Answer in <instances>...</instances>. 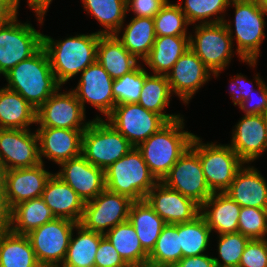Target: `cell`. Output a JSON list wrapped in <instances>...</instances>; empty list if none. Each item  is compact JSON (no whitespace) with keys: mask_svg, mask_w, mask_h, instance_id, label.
Returning a JSON list of instances; mask_svg holds the SVG:
<instances>
[{"mask_svg":"<svg viewBox=\"0 0 267 267\" xmlns=\"http://www.w3.org/2000/svg\"><path fill=\"white\" fill-rule=\"evenodd\" d=\"M4 77L8 82L5 87L19 93L36 110L62 87L52 72L43 46L34 55L13 67Z\"/></svg>","mask_w":267,"mask_h":267,"instance_id":"cell-1","label":"cell"},{"mask_svg":"<svg viewBox=\"0 0 267 267\" xmlns=\"http://www.w3.org/2000/svg\"><path fill=\"white\" fill-rule=\"evenodd\" d=\"M100 36L95 32L55 40L43 34V47L48 54L52 72L61 86L96 61Z\"/></svg>","mask_w":267,"mask_h":267,"instance_id":"cell-2","label":"cell"},{"mask_svg":"<svg viewBox=\"0 0 267 267\" xmlns=\"http://www.w3.org/2000/svg\"><path fill=\"white\" fill-rule=\"evenodd\" d=\"M184 121L182 116L168 122L137 147L158 181L164 179L177 160L190 148L195 134L183 130Z\"/></svg>","mask_w":267,"mask_h":267,"instance_id":"cell-3","label":"cell"},{"mask_svg":"<svg viewBox=\"0 0 267 267\" xmlns=\"http://www.w3.org/2000/svg\"><path fill=\"white\" fill-rule=\"evenodd\" d=\"M229 6L235 9L234 24L226 19L223 23L231 36L232 43L234 44L233 39L236 41L235 50L241 62L255 67L258 57L262 56L260 47L266 38L264 31L266 14L261 9L258 0H231ZM233 30H235V35Z\"/></svg>","mask_w":267,"mask_h":267,"instance_id":"cell-4","label":"cell"},{"mask_svg":"<svg viewBox=\"0 0 267 267\" xmlns=\"http://www.w3.org/2000/svg\"><path fill=\"white\" fill-rule=\"evenodd\" d=\"M158 182L137 147L105 170L106 189L128 196L133 201L144 200Z\"/></svg>","mask_w":267,"mask_h":267,"instance_id":"cell-5","label":"cell"},{"mask_svg":"<svg viewBox=\"0 0 267 267\" xmlns=\"http://www.w3.org/2000/svg\"><path fill=\"white\" fill-rule=\"evenodd\" d=\"M132 148L129 141L100 115L91 120L82 135L81 155L104 171Z\"/></svg>","mask_w":267,"mask_h":267,"instance_id":"cell-6","label":"cell"},{"mask_svg":"<svg viewBox=\"0 0 267 267\" xmlns=\"http://www.w3.org/2000/svg\"><path fill=\"white\" fill-rule=\"evenodd\" d=\"M190 148L199 156L206 183L213 193L225 192L245 164L229 144H206L195 135Z\"/></svg>","mask_w":267,"mask_h":267,"instance_id":"cell-7","label":"cell"},{"mask_svg":"<svg viewBox=\"0 0 267 267\" xmlns=\"http://www.w3.org/2000/svg\"><path fill=\"white\" fill-rule=\"evenodd\" d=\"M194 28V36L189 34V47L217 78L235 54L231 36L223 22L198 24Z\"/></svg>","mask_w":267,"mask_h":267,"instance_id":"cell-8","label":"cell"},{"mask_svg":"<svg viewBox=\"0 0 267 267\" xmlns=\"http://www.w3.org/2000/svg\"><path fill=\"white\" fill-rule=\"evenodd\" d=\"M17 16L0 26V75L3 76L43 46V34L30 22L18 21Z\"/></svg>","mask_w":267,"mask_h":267,"instance_id":"cell-9","label":"cell"},{"mask_svg":"<svg viewBox=\"0 0 267 267\" xmlns=\"http://www.w3.org/2000/svg\"><path fill=\"white\" fill-rule=\"evenodd\" d=\"M77 224L67 219L54 218L27 234L36 259L42 267L62 265L72 232Z\"/></svg>","mask_w":267,"mask_h":267,"instance_id":"cell-10","label":"cell"},{"mask_svg":"<svg viewBox=\"0 0 267 267\" xmlns=\"http://www.w3.org/2000/svg\"><path fill=\"white\" fill-rule=\"evenodd\" d=\"M106 121L133 147H138L168 123L161 115L146 110L138 103L116 105Z\"/></svg>","mask_w":267,"mask_h":267,"instance_id":"cell-11","label":"cell"},{"mask_svg":"<svg viewBox=\"0 0 267 267\" xmlns=\"http://www.w3.org/2000/svg\"><path fill=\"white\" fill-rule=\"evenodd\" d=\"M133 202L128 196L105 188L97 197L85 202L79 224L87 230L105 235L116 225L128 220Z\"/></svg>","mask_w":267,"mask_h":267,"instance_id":"cell-12","label":"cell"},{"mask_svg":"<svg viewBox=\"0 0 267 267\" xmlns=\"http://www.w3.org/2000/svg\"><path fill=\"white\" fill-rule=\"evenodd\" d=\"M58 89L36 112V125L60 129L85 130L91 120L86 121V112L72 90ZM86 121V122H85Z\"/></svg>","mask_w":267,"mask_h":267,"instance_id":"cell-13","label":"cell"},{"mask_svg":"<svg viewBox=\"0 0 267 267\" xmlns=\"http://www.w3.org/2000/svg\"><path fill=\"white\" fill-rule=\"evenodd\" d=\"M161 182L200 206L213 194L206 183L199 156L191 148L177 160Z\"/></svg>","mask_w":267,"mask_h":267,"instance_id":"cell-14","label":"cell"},{"mask_svg":"<svg viewBox=\"0 0 267 267\" xmlns=\"http://www.w3.org/2000/svg\"><path fill=\"white\" fill-rule=\"evenodd\" d=\"M41 163L37 132L0 129V164L6 170L30 168Z\"/></svg>","mask_w":267,"mask_h":267,"instance_id":"cell-15","label":"cell"},{"mask_svg":"<svg viewBox=\"0 0 267 267\" xmlns=\"http://www.w3.org/2000/svg\"><path fill=\"white\" fill-rule=\"evenodd\" d=\"M113 81L114 79L96 60L81 72L78 85L72 91L85 111V104L88 102L107 118L115 107Z\"/></svg>","mask_w":267,"mask_h":267,"instance_id":"cell-16","label":"cell"},{"mask_svg":"<svg viewBox=\"0 0 267 267\" xmlns=\"http://www.w3.org/2000/svg\"><path fill=\"white\" fill-rule=\"evenodd\" d=\"M210 72L211 70L189 47L166 76L172 94L187 105L193 95L211 79L213 73Z\"/></svg>","mask_w":267,"mask_h":267,"instance_id":"cell-17","label":"cell"},{"mask_svg":"<svg viewBox=\"0 0 267 267\" xmlns=\"http://www.w3.org/2000/svg\"><path fill=\"white\" fill-rule=\"evenodd\" d=\"M145 200L166 224L193 221L201 212V206L194 200L167 187L161 181L148 192Z\"/></svg>","mask_w":267,"mask_h":267,"instance_id":"cell-18","label":"cell"},{"mask_svg":"<svg viewBox=\"0 0 267 267\" xmlns=\"http://www.w3.org/2000/svg\"><path fill=\"white\" fill-rule=\"evenodd\" d=\"M55 173L67 183L84 202L97 197L105 188V171L89 163L82 155L62 162Z\"/></svg>","mask_w":267,"mask_h":267,"instance_id":"cell-19","label":"cell"},{"mask_svg":"<svg viewBox=\"0 0 267 267\" xmlns=\"http://www.w3.org/2000/svg\"><path fill=\"white\" fill-rule=\"evenodd\" d=\"M44 166V163H40L30 168L5 171L4 189L10 209L24 201L41 197L46 182L53 174Z\"/></svg>","mask_w":267,"mask_h":267,"instance_id":"cell-20","label":"cell"},{"mask_svg":"<svg viewBox=\"0 0 267 267\" xmlns=\"http://www.w3.org/2000/svg\"><path fill=\"white\" fill-rule=\"evenodd\" d=\"M39 156L55 164L81 155L82 135L84 130L38 127Z\"/></svg>","mask_w":267,"mask_h":267,"instance_id":"cell-21","label":"cell"},{"mask_svg":"<svg viewBox=\"0 0 267 267\" xmlns=\"http://www.w3.org/2000/svg\"><path fill=\"white\" fill-rule=\"evenodd\" d=\"M229 145L248 165L263 155L266 152V128L263 114H244L232 130Z\"/></svg>","mask_w":267,"mask_h":267,"instance_id":"cell-22","label":"cell"},{"mask_svg":"<svg viewBox=\"0 0 267 267\" xmlns=\"http://www.w3.org/2000/svg\"><path fill=\"white\" fill-rule=\"evenodd\" d=\"M41 198L50 208L55 218L80 223L85 202L55 173L46 182Z\"/></svg>","mask_w":267,"mask_h":267,"instance_id":"cell-23","label":"cell"},{"mask_svg":"<svg viewBox=\"0 0 267 267\" xmlns=\"http://www.w3.org/2000/svg\"><path fill=\"white\" fill-rule=\"evenodd\" d=\"M225 193L241 207L267 209V181L254 166L243 165Z\"/></svg>","mask_w":267,"mask_h":267,"instance_id":"cell-24","label":"cell"},{"mask_svg":"<svg viewBox=\"0 0 267 267\" xmlns=\"http://www.w3.org/2000/svg\"><path fill=\"white\" fill-rule=\"evenodd\" d=\"M241 206L225 192L213 193L202 205L200 214L211 231L218 235L235 233Z\"/></svg>","mask_w":267,"mask_h":267,"instance_id":"cell-25","label":"cell"},{"mask_svg":"<svg viewBox=\"0 0 267 267\" xmlns=\"http://www.w3.org/2000/svg\"><path fill=\"white\" fill-rule=\"evenodd\" d=\"M115 36L138 61L141 60L143 63L156 38L154 19L133 17L125 27L124 23L122 24Z\"/></svg>","mask_w":267,"mask_h":267,"instance_id":"cell-26","label":"cell"},{"mask_svg":"<svg viewBox=\"0 0 267 267\" xmlns=\"http://www.w3.org/2000/svg\"><path fill=\"white\" fill-rule=\"evenodd\" d=\"M96 60L112 79L130 73L139 62L117 39L115 35H101L97 45Z\"/></svg>","mask_w":267,"mask_h":267,"instance_id":"cell-27","label":"cell"},{"mask_svg":"<svg viewBox=\"0 0 267 267\" xmlns=\"http://www.w3.org/2000/svg\"><path fill=\"white\" fill-rule=\"evenodd\" d=\"M189 36H156L148 57L143 61L155 75H167L189 48Z\"/></svg>","mask_w":267,"mask_h":267,"instance_id":"cell-28","label":"cell"},{"mask_svg":"<svg viewBox=\"0 0 267 267\" xmlns=\"http://www.w3.org/2000/svg\"><path fill=\"white\" fill-rule=\"evenodd\" d=\"M37 110L19 93L0 88V129H30Z\"/></svg>","mask_w":267,"mask_h":267,"instance_id":"cell-29","label":"cell"},{"mask_svg":"<svg viewBox=\"0 0 267 267\" xmlns=\"http://www.w3.org/2000/svg\"><path fill=\"white\" fill-rule=\"evenodd\" d=\"M128 221L134 227L141 246L149 254L160 236L165 221L144 199L134 201L131 205Z\"/></svg>","mask_w":267,"mask_h":267,"instance_id":"cell-30","label":"cell"},{"mask_svg":"<svg viewBox=\"0 0 267 267\" xmlns=\"http://www.w3.org/2000/svg\"><path fill=\"white\" fill-rule=\"evenodd\" d=\"M0 267H42L27 235L0 231Z\"/></svg>","mask_w":267,"mask_h":267,"instance_id":"cell-31","label":"cell"},{"mask_svg":"<svg viewBox=\"0 0 267 267\" xmlns=\"http://www.w3.org/2000/svg\"><path fill=\"white\" fill-rule=\"evenodd\" d=\"M54 218L50 208L41 197L30 199L11 209L9 230L15 234L27 235Z\"/></svg>","mask_w":267,"mask_h":267,"instance_id":"cell-32","label":"cell"},{"mask_svg":"<svg viewBox=\"0 0 267 267\" xmlns=\"http://www.w3.org/2000/svg\"><path fill=\"white\" fill-rule=\"evenodd\" d=\"M77 235L74 238V231ZM73 230L66 257L60 267H94L96 251L103 234L85 229L77 224Z\"/></svg>","mask_w":267,"mask_h":267,"instance_id":"cell-33","label":"cell"},{"mask_svg":"<svg viewBox=\"0 0 267 267\" xmlns=\"http://www.w3.org/2000/svg\"><path fill=\"white\" fill-rule=\"evenodd\" d=\"M172 95L167 76L149 72L145 77L138 104L146 110L161 115L167 122H171L182 117L179 114H166L164 110L170 106Z\"/></svg>","mask_w":267,"mask_h":267,"instance_id":"cell-34","label":"cell"},{"mask_svg":"<svg viewBox=\"0 0 267 267\" xmlns=\"http://www.w3.org/2000/svg\"><path fill=\"white\" fill-rule=\"evenodd\" d=\"M105 236L130 267H139L148 260L132 224L127 220L109 230Z\"/></svg>","mask_w":267,"mask_h":267,"instance_id":"cell-35","label":"cell"},{"mask_svg":"<svg viewBox=\"0 0 267 267\" xmlns=\"http://www.w3.org/2000/svg\"><path fill=\"white\" fill-rule=\"evenodd\" d=\"M82 4L104 27L97 31L100 35H115L127 16L126 0H82Z\"/></svg>","mask_w":267,"mask_h":267,"instance_id":"cell-36","label":"cell"},{"mask_svg":"<svg viewBox=\"0 0 267 267\" xmlns=\"http://www.w3.org/2000/svg\"><path fill=\"white\" fill-rule=\"evenodd\" d=\"M211 233L213 232L201 214L193 221L179 223L182 258L205 254L210 246Z\"/></svg>","mask_w":267,"mask_h":267,"instance_id":"cell-37","label":"cell"},{"mask_svg":"<svg viewBox=\"0 0 267 267\" xmlns=\"http://www.w3.org/2000/svg\"><path fill=\"white\" fill-rule=\"evenodd\" d=\"M230 1L231 0H182V2L178 4L190 25H194L196 22L199 24H212L224 21L226 18L225 12L229 7ZM182 3H184V6Z\"/></svg>","mask_w":267,"mask_h":267,"instance_id":"cell-38","label":"cell"},{"mask_svg":"<svg viewBox=\"0 0 267 267\" xmlns=\"http://www.w3.org/2000/svg\"><path fill=\"white\" fill-rule=\"evenodd\" d=\"M182 258L179 241V223L166 224L155 246L148 254V260L156 263L176 264Z\"/></svg>","mask_w":267,"mask_h":267,"instance_id":"cell-39","label":"cell"},{"mask_svg":"<svg viewBox=\"0 0 267 267\" xmlns=\"http://www.w3.org/2000/svg\"><path fill=\"white\" fill-rule=\"evenodd\" d=\"M143 65L139 64L130 73L114 79L112 93L115 106L127 103H138L145 77L149 74Z\"/></svg>","mask_w":267,"mask_h":267,"instance_id":"cell-40","label":"cell"},{"mask_svg":"<svg viewBox=\"0 0 267 267\" xmlns=\"http://www.w3.org/2000/svg\"><path fill=\"white\" fill-rule=\"evenodd\" d=\"M153 19L156 36L188 35L187 26L190 24L178 3L172 4L168 0Z\"/></svg>","mask_w":267,"mask_h":267,"instance_id":"cell-41","label":"cell"},{"mask_svg":"<svg viewBox=\"0 0 267 267\" xmlns=\"http://www.w3.org/2000/svg\"><path fill=\"white\" fill-rule=\"evenodd\" d=\"M217 236L219 258L213 257L216 267H238L244 248L250 239L240 232Z\"/></svg>","mask_w":267,"mask_h":267,"instance_id":"cell-42","label":"cell"},{"mask_svg":"<svg viewBox=\"0 0 267 267\" xmlns=\"http://www.w3.org/2000/svg\"><path fill=\"white\" fill-rule=\"evenodd\" d=\"M237 232L249 239H266L267 209L241 207Z\"/></svg>","mask_w":267,"mask_h":267,"instance_id":"cell-43","label":"cell"},{"mask_svg":"<svg viewBox=\"0 0 267 267\" xmlns=\"http://www.w3.org/2000/svg\"><path fill=\"white\" fill-rule=\"evenodd\" d=\"M238 267H267V238L250 239Z\"/></svg>","mask_w":267,"mask_h":267,"instance_id":"cell-44","label":"cell"},{"mask_svg":"<svg viewBox=\"0 0 267 267\" xmlns=\"http://www.w3.org/2000/svg\"><path fill=\"white\" fill-rule=\"evenodd\" d=\"M255 82L257 87L258 100L253 93H256V89L250 94V96L243 100L242 104L239 106L240 110L244 111L245 115L252 114H264L267 112V84L260 78L259 73L255 75ZM254 95V96H253ZM256 99L257 101H255Z\"/></svg>","mask_w":267,"mask_h":267,"instance_id":"cell-45","label":"cell"},{"mask_svg":"<svg viewBox=\"0 0 267 267\" xmlns=\"http://www.w3.org/2000/svg\"><path fill=\"white\" fill-rule=\"evenodd\" d=\"M94 267H130L104 235L99 243Z\"/></svg>","mask_w":267,"mask_h":267,"instance_id":"cell-46","label":"cell"},{"mask_svg":"<svg viewBox=\"0 0 267 267\" xmlns=\"http://www.w3.org/2000/svg\"><path fill=\"white\" fill-rule=\"evenodd\" d=\"M168 0H126L127 12L133 11V17L154 16L161 10Z\"/></svg>","mask_w":267,"mask_h":267,"instance_id":"cell-47","label":"cell"},{"mask_svg":"<svg viewBox=\"0 0 267 267\" xmlns=\"http://www.w3.org/2000/svg\"><path fill=\"white\" fill-rule=\"evenodd\" d=\"M230 80L231 90L229 93L231 94V100L235 106H240L243 100L247 99L252 93V90H254L252 81L248 80L245 75H242L241 73L236 74V77L231 78Z\"/></svg>","mask_w":267,"mask_h":267,"instance_id":"cell-48","label":"cell"},{"mask_svg":"<svg viewBox=\"0 0 267 267\" xmlns=\"http://www.w3.org/2000/svg\"><path fill=\"white\" fill-rule=\"evenodd\" d=\"M177 267H216L213 256L201 254L197 256L183 257L177 263Z\"/></svg>","mask_w":267,"mask_h":267,"instance_id":"cell-49","label":"cell"},{"mask_svg":"<svg viewBox=\"0 0 267 267\" xmlns=\"http://www.w3.org/2000/svg\"><path fill=\"white\" fill-rule=\"evenodd\" d=\"M17 14L16 0H0V26L8 23Z\"/></svg>","mask_w":267,"mask_h":267,"instance_id":"cell-50","label":"cell"},{"mask_svg":"<svg viewBox=\"0 0 267 267\" xmlns=\"http://www.w3.org/2000/svg\"><path fill=\"white\" fill-rule=\"evenodd\" d=\"M11 209L8 205L5 191H0V231L9 230Z\"/></svg>","mask_w":267,"mask_h":267,"instance_id":"cell-51","label":"cell"},{"mask_svg":"<svg viewBox=\"0 0 267 267\" xmlns=\"http://www.w3.org/2000/svg\"><path fill=\"white\" fill-rule=\"evenodd\" d=\"M53 0H28V7L35 12L37 20L43 25L44 15H46L49 5Z\"/></svg>","mask_w":267,"mask_h":267,"instance_id":"cell-52","label":"cell"},{"mask_svg":"<svg viewBox=\"0 0 267 267\" xmlns=\"http://www.w3.org/2000/svg\"><path fill=\"white\" fill-rule=\"evenodd\" d=\"M139 267H177V266L176 264L156 263V262L147 260Z\"/></svg>","mask_w":267,"mask_h":267,"instance_id":"cell-53","label":"cell"},{"mask_svg":"<svg viewBox=\"0 0 267 267\" xmlns=\"http://www.w3.org/2000/svg\"><path fill=\"white\" fill-rule=\"evenodd\" d=\"M4 174H5V169L0 164V191H5V189H4Z\"/></svg>","mask_w":267,"mask_h":267,"instance_id":"cell-54","label":"cell"},{"mask_svg":"<svg viewBox=\"0 0 267 267\" xmlns=\"http://www.w3.org/2000/svg\"><path fill=\"white\" fill-rule=\"evenodd\" d=\"M261 9L265 12V14L267 15V0H258Z\"/></svg>","mask_w":267,"mask_h":267,"instance_id":"cell-55","label":"cell"},{"mask_svg":"<svg viewBox=\"0 0 267 267\" xmlns=\"http://www.w3.org/2000/svg\"><path fill=\"white\" fill-rule=\"evenodd\" d=\"M263 120L266 128V151H267V112L263 114Z\"/></svg>","mask_w":267,"mask_h":267,"instance_id":"cell-56","label":"cell"},{"mask_svg":"<svg viewBox=\"0 0 267 267\" xmlns=\"http://www.w3.org/2000/svg\"><path fill=\"white\" fill-rule=\"evenodd\" d=\"M20 0H16V8H17V11H18V9H19V6H20Z\"/></svg>","mask_w":267,"mask_h":267,"instance_id":"cell-57","label":"cell"}]
</instances>
